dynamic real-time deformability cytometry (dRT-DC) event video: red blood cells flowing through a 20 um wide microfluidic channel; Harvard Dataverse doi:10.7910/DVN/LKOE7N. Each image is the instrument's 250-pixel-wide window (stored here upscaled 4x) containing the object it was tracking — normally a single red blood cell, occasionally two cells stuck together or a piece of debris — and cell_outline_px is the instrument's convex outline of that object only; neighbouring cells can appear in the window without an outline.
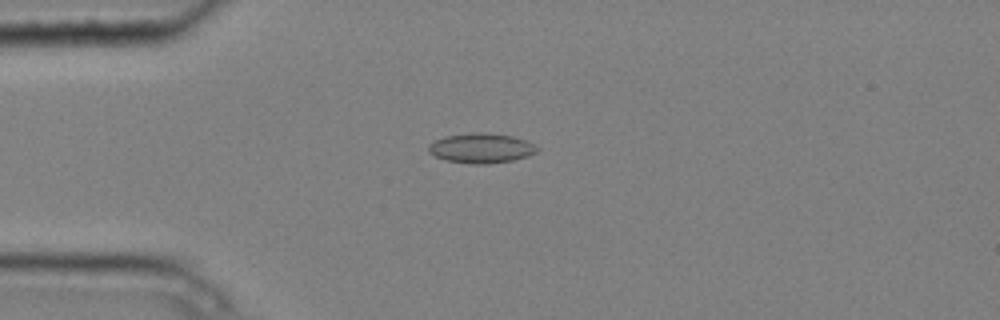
{"species": "common noctule bat (a hibernating species)", "species_latin": "Nyctalus noctula", "temperature_condition": "cold", "stored_images_in_passage": 5, "camera_frame_rate_fps": 3000, "um_per_image_px": 0.085, "animal": {"sex": "male", "body_mass_g": 20.4}, "frame": {"image": 1, "passage_image": 4, "time_ms": 1.0, "image_size_px": [1000, 320], "cell_outline_px": [[540, 148], [536, 152], [528, 156], [512, 160], [488, 164], [476, 164], [448, 160], [436, 156], [428, 152], [428, 144], [444, 136], [472, 132], [484, 132], [512, 136], [528, 140]], "centroid_in_image_um": [40.93, 12.57], "position_along_channel_um": 44.1, "area_um2": 18.9}}
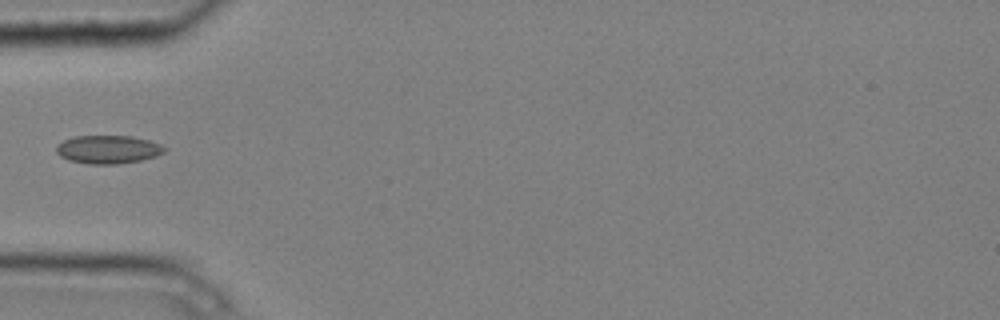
{"frame": {"image": 2, "passage_image": 5, "time_ms": 1.333, "image_size_px": [1000, 320], "cell_outline_px": [[168, 148], [164, 152], [156, 156], [140, 160], [116, 164], [92, 164], [68, 160], [60, 156], [56, 152], [56, 144], [64, 140], [76, 136], [132, 136], [148, 140], [160, 144]], "centroid_in_image_um": [9.18, 12.7], "position_along_channel_um": 75.8, "area_um2": 17.8}}